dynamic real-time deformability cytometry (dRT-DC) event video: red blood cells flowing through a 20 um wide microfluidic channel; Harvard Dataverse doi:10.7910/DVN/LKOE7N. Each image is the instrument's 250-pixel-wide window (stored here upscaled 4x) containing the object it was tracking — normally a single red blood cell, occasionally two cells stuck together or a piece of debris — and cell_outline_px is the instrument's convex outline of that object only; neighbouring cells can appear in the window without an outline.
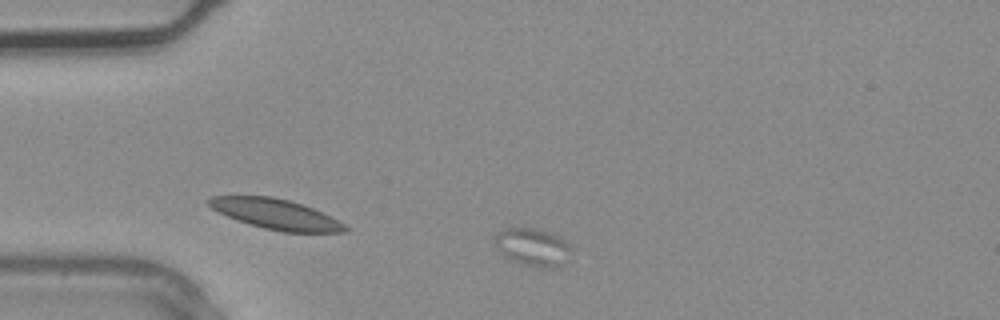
{"species": "common noctule bat (a hibernating species)", "species_latin": "Nyctalus noctula", "temperature_condition": "warm", "stored_images_in_passage": 2, "camera_frame_rate_fps": 3000, "um_per_image_px": 0.085, "animal": {"sex": "male", "body_mass_g": 20.4}, "frame": {"image": 1, "passage_image": 1, "time_ms": 0.0, "image_size_px": [1000, 320], "cell_outline_px": [[572, 252], [568, 260], [556, 268], [536, 268], [520, 264], [504, 256], [500, 252], [496, 244], [496, 236], [504, 228], [532, 228], [548, 232], [560, 236], [572, 248]], "centroid_in_image_um": [45.34, 21.04], "position_along_channel_um": 39.7, "area_um2": 16.94}}